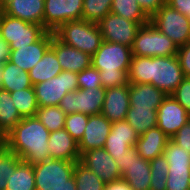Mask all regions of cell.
<instances>
[{
    "label": "cell",
    "mask_w": 190,
    "mask_h": 190,
    "mask_svg": "<svg viewBox=\"0 0 190 190\" xmlns=\"http://www.w3.org/2000/svg\"><path fill=\"white\" fill-rule=\"evenodd\" d=\"M162 34L167 35L177 47L183 46L190 39V19L168 4L160 7L150 19Z\"/></svg>",
    "instance_id": "obj_8"
},
{
    "label": "cell",
    "mask_w": 190,
    "mask_h": 190,
    "mask_svg": "<svg viewBox=\"0 0 190 190\" xmlns=\"http://www.w3.org/2000/svg\"><path fill=\"white\" fill-rule=\"evenodd\" d=\"M166 4L190 19V0H167Z\"/></svg>",
    "instance_id": "obj_45"
},
{
    "label": "cell",
    "mask_w": 190,
    "mask_h": 190,
    "mask_svg": "<svg viewBox=\"0 0 190 190\" xmlns=\"http://www.w3.org/2000/svg\"><path fill=\"white\" fill-rule=\"evenodd\" d=\"M33 87L29 73L10 61L0 66V88L9 92Z\"/></svg>",
    "instance_id": "obj_25"
},
{
    "label": "cell",
    "mask_w": 190,
    "mask_h": 190,
    "mask_svg": "<svg viewBox=\"0 0 190 190\" xmlns=\"http://www.w3.org/2000/svg\"><path fill=\"white\" fill-rule=\"evenodd\" d=\"M138 139L136 130L126 120L112 122L104 149L114 160H118L135 146Z\"/></svg>",
    "instance_id": "obj_15"
},
{
    "label": "cell",
    "mask_w": 190,
    "mask_h": 190,
    "mask_svg": "<svg viewBox=\"0 0 190 190\" xmlns=\"http://www.w3.org/2000/svg\"><path fill=\"white\" fill-rule=\"evenodd\" d=\"M103 190H133V188L123 179L106 183Z\"/></svg>",
    "instance_id": "obj_46"
},
{
    "label": "cell",
    "mask_w": 190,
    "mask_h": 190,
    "mask_svg": "<svg viewBox=\"0 0 190 190\" xmlns=\"http://www.w3.org/2000/svg\"><path fill=\"white\" fill-rule=\"evenodd\" d=\"M105 98V89L103 87L78 89L67 92L61 99L59 107L66 115L73 113H83L85 115L101 114Z\"/></svg>",
    "instance_id": "obj_10"
},
{
    "label": "cell",
    "mask_w": 190,
    "mask_h": 190,
    "mask_svg": "<svg viewBox=\"0 0 190 190\" xmlns=\"http://www.w3.org/2000/svg\"><path fill=\"white\" fill-rule=\"evenodd\" d=\"M113 0H84L81 19L92 23L100 22L111 12Z\"/></svg>",
    "instance_id": "obj_34"
},
{
    "label": "cell",
    "mask_w": 190,
    "mask_h": 190,
    "mask_svg": "<svg viewBox=\"0 0 190 190\" xmlns=\"http://www.w3.org/2000/svg\"><path fill=\"white\" fill-rule=\"evenodd\" d=\"M62 71L55 52L49 48L42 59L28 73L32 84L35 85L50 80Z\"/></svg>",
    "instance_id": "obj_26"
},
{
    "label": "cell",
    "mask_w": 190,
    "mask_h": 190,
    "mask_svg": "<svg viewBox=\"0 0 190 190\" xmlns=\"http://www.w3.org/2000/svg\"><path fill=\"white\" fill-rule=\"evenodd\" d=\"M48 148L51 159L80 161L78 142L65 128L50 133Z\"/></svg>",
    "instance_id": "obj_22"
},
{
    "label": "cell",
    "mask_w": 190,
    "mask_h": 190,
    "mask_svg": "<svg viewBox=\"0 0 190 190\" xmlns=\"http://www.w3.org/2000/svg\"><path fill=\"white\" fill-rule=\"evenodd\" d=\"M47 30L41 26L11 17L0 12V36L10 50L28 46L38 41Z\"/></svg>",
    "instance_id": "obj_7"
},
{
    "label": "cell",
    "mask_w": 190,
    "mask_h": 190,
    "mask_svg": "<svg viewBox=\"0 0 190 190\" xmlns=\"http://www.w3.org/2000/svg\"><path fill=\"white\" fill-rule=\"evenodd\" d=\"M121 172V179L125 180L133 190H150V161L139 156L135 147L115 160Z\"/></svg>",
    "instance_id": "obj_11"
},
{
    "label": "cell",
    "mask_w": 190,
    "mask_h": 190,
    "mask_svg": "<svg viewBox=\"0 0 190 190\" xmlns=\"http://www.w3.org/2000/svg\"><path fill=\"white\" fill-rule=\"evenodd\" d=\"M6 190H36L33 165L21 160L7 180Z\"/></svg>",
    "instance_id": "obj_28"
},
{
    "label": "cell",
    "mask_w": 190,
    "mask_h": 190,
    "mask_svg": "<svg viewBox=\"0 0 190 190\" xmlns=\"http://www.w3.org/2000/svg\"><path fill=\"white\" fill-rule=\"evenodd\" d=\"M6 147V133L0 128V149Z\"/></svg>",
    "instance_id": "obj_48"
},
{
    "label": "cell",
    "mask_w": 190,
    "mask_h": 190,
    "mask_svg": "<svg viewBox=\"0 0 190 190\" xmlns=\"http://www.w3.org/2000/svg\"><path fill=\"white\" fill-rule=\"evenodd\" d=\"M50 48L55 52L63 71L80 73L91 66L90 55L63 43L54 35V32Z\"/></svg>",
    "instance_id": "obj_20"
},
{
    "label": "cell",
    "mask_w": 190,
    "mask_h": 190,
    "mask_svg": "<svg viewBox=\"0 0 190 190\" xmlns=\"http://www.w3.org/2000/svg\"><path fill=\"white\" fill-rule=\"evenodd\" d=\"M58 190H77V188H60Z\"/></svg>",
    "instance_id": "obj_49"
},
{
    "label": "cell",
    "mask_w": 190,
    "mask_h": 190,
    "mask_svg": "<svg viewBox=\"0 0 190 190\" xmlns=\"http://www.w3.org/2000/svg\"><path fill=\"white\" fill-rule=\"evenodd\" d=\"M54 35L63 43L81 50L91 57L103 42L98 23L88 22L83 19L62 24L54 32Z\"/></svg>",
    "instance_id": "obj_4"
},
{
    "label": "cell",
    "mask_w": 190,
    "mask_h": 190,
    "mask_svg": "<svg viewBox=\"0 0 190 190\" xmlns=\"http://www.w3.org/2000/svg\"><path fill=\"white\" fill-rule=\"evenodd\" d=\"M129 108V84H122L105 89V98L101 114L110 122L125 120Z\"/></svg>",
    "instance_id": "obj_21"
},
{
    "label": "cell",
    "mask_w": 190,
    "mask_h": 190,
    "mask_svg": "<svg viewBox=\"0 0 190 190\" xmlns=\"http://www.w3.org/2000/svg\"><path fill=\"white\" fill-rule=\"evenodd\" d=\"M184 78L177 55L132 56L128 72V82L131 84L149 83L171 95Z\"/></svg>",
    "instance_id": "obj_1"
},
{
    "label": "cell",
    "mask_w": 190,
    "mask_h": 190,
    "mask_svg": "<svg viewBox=\"0 0 190 190\" xmlns=\"http://www.w3.org/2000/svg\"><path fill=\"white\" fill-rule=\"evenodd\" d=\"M111 12L133 22H150L137 0H113Z\"/></svg>",
    "instance_id": "obj_32"
},
{
    "label": "cell",
    "mask_w": 190,
    "mask_h": 190,
    "mask_svg": "<svg viewBox=\"0 0 190 190\" xmlns=\"http://www.w3.org/2000/svg\"><path fill=\"white\" fill-rule=\"evenodd\" d=\"M168 166L164 155L150 161V190H166Z\"/></svg>",
    "instance_id": "obj_35"
},
{
    "label": "cell",
    "mask_w": 190,
    "mask_h": 190,
    "mask_svg": "<svg viewBox=\"0 0 190 190\" xmlns=\"http://www.w3.org/2000/svg\"><path fill=\"white\" fill-rule=\"evenodd\" d=\"M35 116L50 133L64 129L66 114L59 106L39 107Z\"/></svg>",
    "instance_id": "obj_33"
},
{
    "label": "cell",
    "mask_w": 190,
    "mask_h": 190,
    "mask_svg": "<svg viewBox=\"0 0 190 190\" xmlns=\"http://www.w3.org/2000/svg\"><path fill=\"white\" fill-rule=\"evenodd\" d=\"M78 87L80 89H92L102 87L99 70L92 65L77 73Z\"/></svg>",
    "instance_id": "obj_40"
},
{
    "label": "cell",
    "mask_w": 190,
    "mask_h": 190,
    "mask_svg": "<svg viewBox=\"0 0 190 190\" xmlns=\"http://www.w3.org/2000/svg\"><path fill=\"white\" fill-rule=\"evenodd\" d=\"M170 139L190 153V120Z\"/></svg>",
    "instance_id": "obj_42"
},
{
    "label": "cell",
    "mask_w": 190,
    "mask_h": 190,
    "mask_svg": "<svg viewBox=\"0 0 190 190\" xmlns=\"http://www.w3.org/2000/svg\"><path fill=\"white\" fill-rule=\"evenodd\" d=\"M177 57L185 78H190V41L178 47Z\"/></svg>",
    "instance_id": "obj_43"
},
{
    "label": "cell",
    "mask_w": 190,
    "mask_h": 190,
    "mask_svg": "<svg viewBox=\"0 0 190 190\" xmlns=\"http://www.w3.org/2000/svg\"><path fill=\"white\" fill-rule=\"evenodd\" d=\"M137 2L145 15L151 19L160 7L167 3V0H137Z\"/></svg>",
    "instance_id": "obj_44"
},
{
    "label": "cell",
    "mask_w": 190,
    "mask_h": 190,
    "mask_svg": "<svg viewBox=\"0 0 190 190\" xmlns=\"http://www.w3.org/2000/svg\"><path fill=\"white\" fill-rule=\"evenodd\" d=\"M50 132L36 116L25 117L6 135V147L32 165L50 159Z\"/></svg>",
    "instance_id": "obj_2"
},
{
    "label": "cell",
    "mask_w": 190,
    "mask_h": 190,
    "mask_svg": "<svg viewBox=\"0 0 190 190\" xmlns=\"http://www.w3.org/2000/svg\"><path fill=\"white\" fill-rule=\"evenodd\" d=\"M38 107L58 106L67 92L79 89L77 73L62 71L50 80L33 85Z\"/></svg>",
    "instance_id": "obj_9"
},
{
    "label": "cell",
    "mask_w": 190,
    "mask_h": 190,
    "mask_svg": "<svg viewBox=\"0 0 190 190\" xmlns=\"http://www.w3.org/2000/svg\"><path fill=\"white\" fill-rule=\"evenodd\" d=\"M131 49L133 56L145 57H169L178 51L176 44L151 22L138 29Z\"/></svg>",
    "instance_id": "obj_6"
},
{
    "label": "cell",
    "mask_w": 190,
    "mask_h": 190,
    "mask_svg": "<svg viewBox=\"0 0 190 190\" xmlns=\"http://www.w3.org/2000/svg\"><path fill=\"white\" fill-rule=\"evenodd\" d=\"M80 162L105 183L121 179V172L116 161L104 148L84 152L80 156Z\"/></svg>",
    "instance_id": "obj_16"
},
{
    "label": "cell",
    "mask_w": 190,
    "mask_h": 190,
    "mask_svg": "<svg viewBox=\"0 0 190 190\" xmlns=\"http://www.w3.org/2000/svg\"><path fill=\"white\" fill-rule=\"evenodd\" d=\"M166 94L149 83L131 84L129 83L130 107L150 108L157 110Z\"/></svg>",
    "instance_id": "obj_23"
},
{
    "label": "cell",
    "mask_w": 190,
    "mask_h": 190,
    "mask_svg": "<svg viewBox=\"0 0 190 190\" xmlns=\"http://www.w3.org/2000/svg\"><path fill=\"white\" fill-rule=\"evenodd\" d=\"M10 95L22 118L36 115L39 107L33 87L10 92Z\"/></svg>",
    "instance_id": "obj_30"
},
{
    "label": "cell",
    "mask_w": 190,
    "mask_h": 190,
    "mask_svg": "<svg viewBox=\"0 0 190 190\" xmlns=\"http://www.w3.org/2000/svg\"><path fill=\"white\" fill-rule=\"evenodd\" d=\"M111 126L112 122L102 114L89 116L83 138L78 143L80 156L86 151L104 148Z\"/></svg>",
    "instance_id": "obj_19"
},
{
    "label": "cell",
    "mask_w": 190,
    "mask_h": 190,
    "mask_svg": "<svg viewBox=\"0 0 190 190\" xmlns=\"http://www.w3.org/2000/svg\"><path fill=\"white\" fill-rule=\"evenodd\" d=\"M10 47L0 36V64L5 63L10 57Z\"/></svg>",
    "instance_id": "obj_47"
},
{
    "label": "cell",
    "mask_w": 190,
    "mask_h": 190,
    "mask_svg": "<svg viewBox=\"0 0 190 190\" xmlns=\"http://www.w3.org/2000/svg\"><path fill=\"white\" fill-rule=\"evenodd\" d=\"M73 177L77 190H103L106 184L80 161L75 163Z\"/></svg>",
    "instance_id": "obj_31"
},
{
    "label": "cell",
    "mask_w": 190,
    "mask_h": 190,
    "mask_svg": "<svg viewBox=\"0 0 190 190\" xmlns=\"http://www.w3.org/2000/svg\"><path fill=\"white\" fill-rule=\"evenodd\" d=\"M163 155L168 162V167H190V153L171 139L168 140Z\"/></svg>",
    "instance_id": "obj_38"
},
{
    "label": "cell",
    "mask_w": 190,
    "mask_h": 190,
    "mask_svg": "<svg viewBox=\"0 0 190 190\" xmlns=\"http://www.w3.org/2000/svg\"><path fill=\"white\" fill-rule=\"evenodd\" d=\"M125 120L136 130L138 136H141L149 129L157 127V110L130 107Z\"/></svg>",
    "instance_id": "obj_27"
},
{
    "label": "cell",
    "mask_w": 190,
    "mask_h": 190,
    "mask_svg": "<svg viewBox=\"0 0 190 190\" xmlns=\"http://www.w3.org/2000/svg\"><path fill=\"white\" fill-rule=\"evenodd\" d=\"M132 56L131 47L103 40L92 56L91 65L99 70L104 89L129 84L128 72Z\"/></svg>",
    "instance_id": "obj_3"
},
{
    "label": "cell",
    "mask_w": 190,
    "mask_h": 190,
    "mask_svg": "<svg viewBox=\"0 0 190 190\" xmlns=\"http://www.w3.org/2000/svg\"><path fill=\"white\" fill-rule=\"evenodd\" d=\"M84 0H45L43 27L55 32L68 21L81 19Z\"/></svg>",
    "instance_id": "obj_13"
},
{
    "label": "cell",
    "mask_w": 190,
    "mask_h": 190,
    "mask_svg": "<svg viewBox=\"0 0 190 190\" xmlns=\"http://www.w3.org/2000/svg\"><path fill=\"white\" fill-rule=\"evenodd\" d=\"M53 32L47 31L38 41L28 46L11 50L9 60L22 70L30 71L51 47Z\"/></svg>",
    "instance_id": "obj_18"
},
{
    "label": "cell",
    "mask_w": 190,
    "mask_h": 190,
    "mask_svg": "<svg viewBox=\"0 0 190 190\" xmlns=\"http://www.w3.org/2000/svg\"><path fill=\"white\" fill-rule=\"evenodd\" d=\"M45 0H0V12L43 26Z\"/></svg>",
    "instance_id": "obj_17"
},
{
    "label": "cell",
    "mask_w": 190,
    "mask_h": 190,
    "mask_svg": "<svg viewBox=\"0 0 190 190\" xmlns=\"http://www.w3.org/2000/svg\"><path fill=\"white\" fill-rule=\"evenodd\" d=\"M21 120L10 92L0 88V128L7 135Z\"/></svg>",
    "instance_id": "obj_29"
},
{
    "label": "cell",
    "mask_w": 190,
    "mask_h": 190,
    "mask_svg": "<svg viewBox=\"0 0 190 190\" xmlns=\"http://www.w3.org/2000/svg\"><path fill=\"white\" fill-rule=\"evenodd\" d=\"M22 159L7 147L0 149V190H6L7 180Z\"/></svg>",
    "instance_id": "obj_36"
},
{
    "label": "cell",
    "mask_w": 190,
    "mask_h": 190,
    "mask_svg": "<svg viewBox=\"0 0 190 190\" xmlns=\"http://www.w3.org/2000/svg\"><path fill=\"white\" fill-rule=\"evenodd\" d=\"M89 116L83 113L66 115L64 128L79 143L83 138Z\"/></svg>",
    "instance_id": "obj_39"
},
{
    "label": "cell",
    "mask_w": 190,
    "mask_h": 190,
    "mask_svg": "<svg viewBox=\"0 0 190 190\" xmlns=\"http://www.w3.org/2000/svg\"><path fill=\"white\" fill-rule=\"evenodd\" d=\"M170 138L158 127H154L139 136L135 144L136 152L145 160L151 161L163 155Z\"/></svg>",
    "instance_id": "obj_24"
},
{
    "label": "cell",
    "mask_w": 190,
    "mask_h": 190,
    "mask_svg": "<svg viewBox=\"0 0 190 190\" xmlns=\"http://www.w3.org/2000/svg\"><path fill=\"white\" fill-rule=\"evenodd\" d=\"M171 96L190 114V78H184Z\"/></svg>",
    "instance_id": "obj_41"
},
{
    "label": "cell",
    "mask_w": 190,
    "mask_h": 190,
    "mask_svg": "<svg viewBox=\"0 0 190 190\" xmlns=\"http://www.w3.org/2000/svg\"><path fill=\"white\" fill-rule=\"evenodd\" d=\"M149 22H133L112 12L107 14L98 26L104 41L133 46L138 29Z\"/></svg>",
    "instance_id": "obj_12"
},
{
    "label": "cell",
    "mask_w": 190,
    "mask_h": 190,
    "mask_svg": "<svg viewBox=\"0 0 190 190\" xmlns=\"http://www.w3.org/2000/svg\"><path fill=\"white\" fill-rule=\"evenodd\" d=\"M166 190H190V167H168Z\"/></svg>",
    "instance_id": "obj_37"
},
{
    "label": "cell",
    "mask_w": 190,
    "mask_h": 190,
    "mask_svg": "<svg viewBox=\"0 0 190 190\" xmlns=\"http://www.w3.org/2000/svg\"><path fill=\"white\" fill-rule=\"evenodd\" d=\"M189 120V113L171 95H167L157 109V127L169 138Z\"/></svg>",
    "instance_id": "obj_14"
},
{
    "label": "cell",
    "mask_w": 190,
    "mask_h": 190,
    "mask_svg": "<svg viewBox=\"0 0 190 190\" xmlns=\"http://www.w3.org/2000/svg\"><path fill=\"white\" fill-rule=\"evenodd\" d=\"M76 162L50 158L33 165L36 190L76 188L73 177Z\"/></svg>",
    "instance_id": "obj_5"
}]
</instances>
